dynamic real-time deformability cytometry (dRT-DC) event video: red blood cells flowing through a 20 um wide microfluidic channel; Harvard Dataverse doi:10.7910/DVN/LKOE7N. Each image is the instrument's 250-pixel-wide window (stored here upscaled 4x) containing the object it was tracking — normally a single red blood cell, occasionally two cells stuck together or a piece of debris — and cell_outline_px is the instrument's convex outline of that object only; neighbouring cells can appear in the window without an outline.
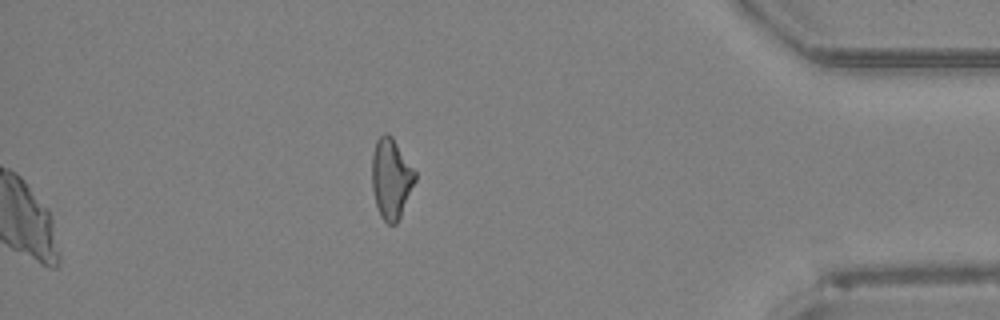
{"species": "Egyptian fruit bat (a non-hibernating species)", "species_latin": "Rousettus aegyptiacus", "temperature_condition": "room temperature", "stored_images_in_passage": 48, "segment_of_instrument_passage": [2, 2], "camera_frame_rate_fps": 3000, "um_per_image_px": 0.085, "animal": {"sex": "female"}, "frame": {"image": 1, "passage_image": 48, "time_ms": 15.667, "image_size_px": [1000, 320], "cell_outline_px": [[416, 180], [400, 216], [396, 224], [388, 224], [380, 216], [376, 204], [372, 188], [372, 156], [376, 140], [384, 132], [388, 132], [392, 136], [416, 172]], "centroid_in_image_um": [33.24, 15.15], "position_along_channel_um": 402.0, "area_um2": 20.11}}